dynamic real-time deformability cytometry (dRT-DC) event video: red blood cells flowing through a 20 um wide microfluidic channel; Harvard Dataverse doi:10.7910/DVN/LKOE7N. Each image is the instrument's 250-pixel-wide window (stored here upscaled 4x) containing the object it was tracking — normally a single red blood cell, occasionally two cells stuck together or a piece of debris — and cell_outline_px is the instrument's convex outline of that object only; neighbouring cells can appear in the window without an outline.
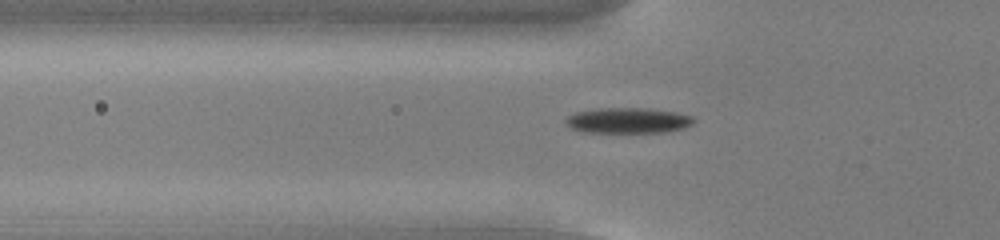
{"species": "common noctule bat (a hibernating species)", "species_latin": "Nyctalus noctula", "temperature_condition": "cold", "stored_images_in_passage": 36, "camera_frame_rate_fps": 3000, "um_per_image_px": 0.085, "animal": {"sex": "male", "body_mass_g": 13.0, "forearm_length_mm": 53.1}, "frame": {"image": 1, "passage_image": 8, "time_ms": 2.333, "image_size_px": [1000, 240], "cell_outline_px": [[696, 120], [692, 124], [684, 128], [664, 132], [584, 132], [572, 128], [564, 120], [568, 116], [576, 112], [600, 108], [648, 108], [676, 112], [692, 116]], "centroid_in_image_um": [53.41, 10.23], "position_along_channel_um": 72.4, "area_um2": 18.96}}
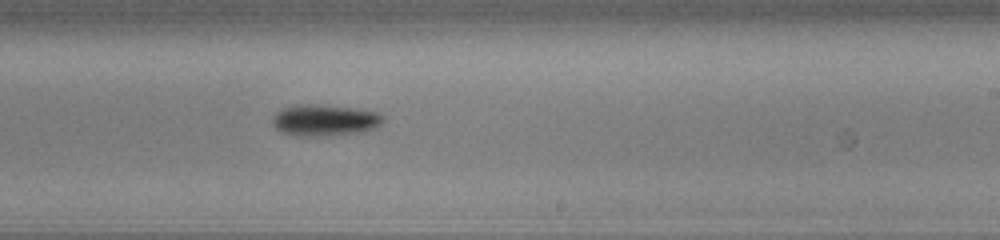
{"frame": {"image": 2, "passage_image": 23, "time_ms": 7.333, "image_size_px": [1000, 240], "cell_outline_px": [[384, 120], [376, 128], [364, 132], [308, 136], [300, 136], [280, 132], [272, 124], [272, 116], [276, 112], [292, 104], [320, 104], [352, 108], [376, 112], [384, 116]], "centroid_in_image_um": [27.57, 10.2], "position_along_channel_um": 261.4, "area_um2": 20.29}}
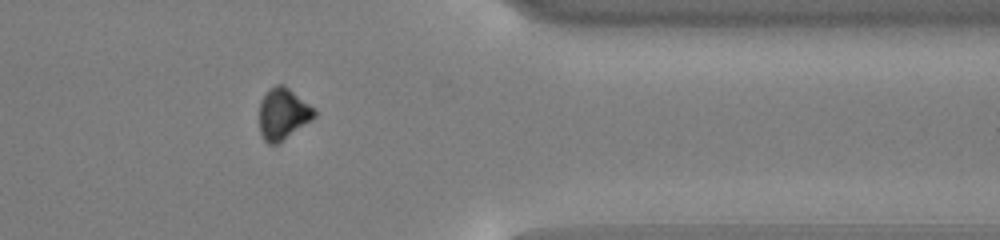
{"frame": {"image": 3, "passage_image": 34, "time_ms": 11.0, "image_size_px": [1000, 240], "cell_outline_px": [[316, 116], [312, 120], [276, 144], [268, 144], [264, 140], [260, 132], [260, 100], [276, 84], [284, 84], [316, 108]], "centroid_in_image_um": [24.08, 9.66], "position_along_channel_um": 387.3, "area_um2": 16.42}, "authors_computed_cell_mechanics": {"area_um2": 18.9295, "velocity_mm_per_s": 3.791, "shape_relaxation_time_tau1_ms": 3.6392, "shape_relaxation_time_tau2_ms": null, "deformation_change_tau1": 0.1391, "deformation_change_tau2": null}}